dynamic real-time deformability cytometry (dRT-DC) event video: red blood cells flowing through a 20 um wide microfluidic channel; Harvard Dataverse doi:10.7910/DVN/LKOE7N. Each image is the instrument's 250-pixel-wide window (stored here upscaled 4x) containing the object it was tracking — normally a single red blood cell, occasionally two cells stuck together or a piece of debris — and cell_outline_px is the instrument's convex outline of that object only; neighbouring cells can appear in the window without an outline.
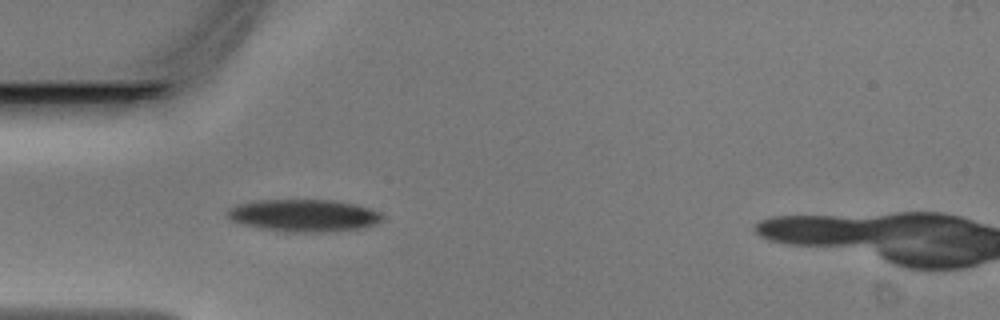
{"species": "Egyptian fruit bat (a non-hibernating species)", "species_latin": "Rousettus aegyptiacus", "temperature_condition": "warm", "stored_images_in_passage": 23, "camera_frame_rate_fps": 3000, "um_per_image_px": 0.085, "animal": {"sex": "male"}, "frame": {"image": 1, "passage_image": 3, "time_ms": 0.667, "image_size_px": [1000, 320], "cell_outline_px": [[384, 220], [376, 224], [356, 228], [320, 232], [288, 232], [260, 228], [244, 224], [232, 220], [224, 216], [224, 212], [228, 208], [236, 204], [256, 200], [332, 200], [352, 204], [368, 208], [380, 212], [384, 216]], "centroid_in_image_um": [25.76, 18.31], "position_along_channel_um": 59.2, "area_um2": 29.07}}
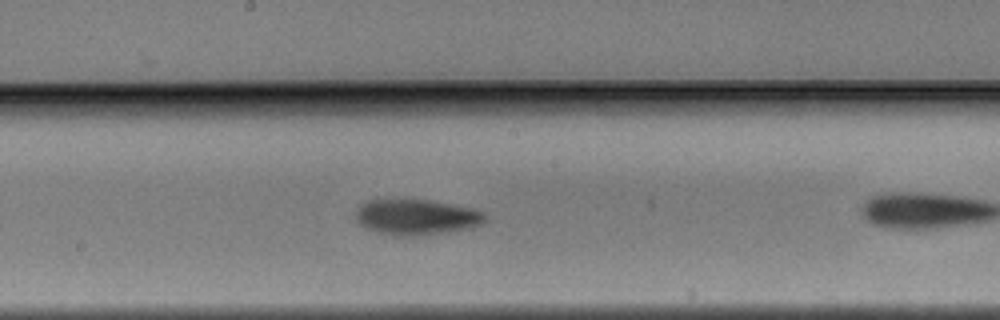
{"frame": {"image": 2, "passage_image": 11, "time_ms": 3.333, "image_size_px": [1000, 320], "cell_outline_px": [[488, 216], [480, 224], [472, 228], [416, 236], [392, 236], [376, 232], [360, 224], [356, 220], [356, 208], [364, 200], [428, 200], [452, 204], [472, 208], [484, 212]], "centroid_in_image_um": [35.38, 18.45], "position_along_channel_um": 212.8, "area_um2": 26.93}}
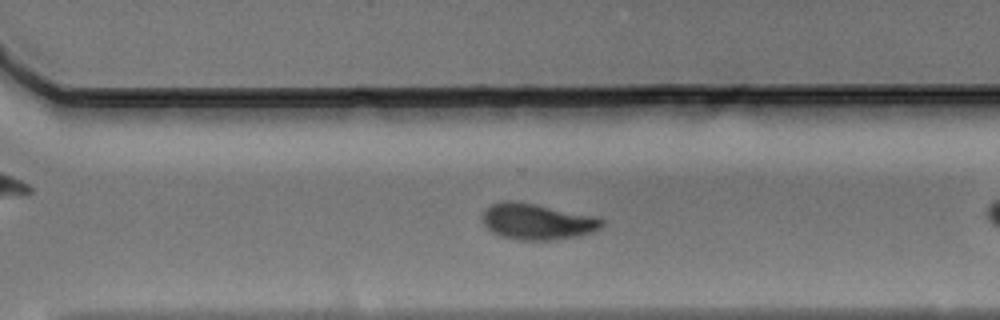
{"frame": {"image": 3, "passage_image": 19, "time_ms": 6.0, "image_size_px": [1000, 320], "cell_outline_px": [[604, 224], [600, 228], [592, 232], [576, 236], [548, 240], [520, 240], [500, 236], [492, 232], [484, 224], [484, 212], [492, 204], [504, 200], [512, 200], [596, 216], [604, 220]], "centroid_in_image_um": [45.67, 18.83], "position_along_channel_um": 324.9, "area_um2": 24.74}}